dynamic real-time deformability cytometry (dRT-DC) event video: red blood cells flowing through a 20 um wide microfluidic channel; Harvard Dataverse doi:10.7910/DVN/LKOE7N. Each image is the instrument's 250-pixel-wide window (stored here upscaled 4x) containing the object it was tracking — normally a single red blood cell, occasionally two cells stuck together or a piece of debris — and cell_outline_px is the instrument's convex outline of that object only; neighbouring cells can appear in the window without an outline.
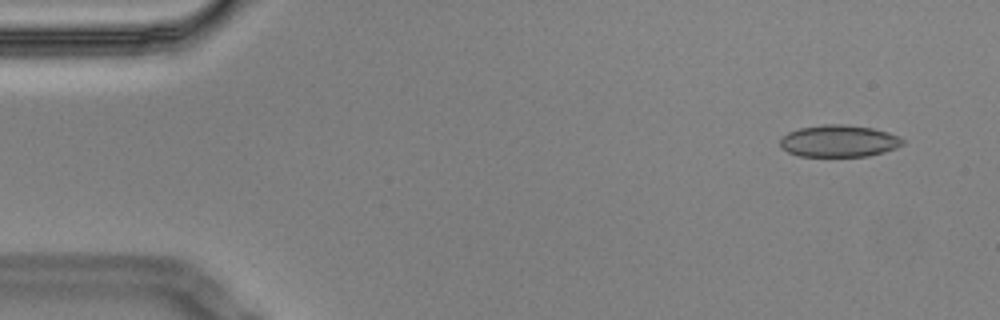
{"species": "Egyptian fruit bat (a non-hibernating species)", "species_latin": "Rousettus aegyptiacus", "temperature_condition": "cold", "stored_images_in_passage": 5, "segment_of_instrument_passage": [1, 2], "camera_frame_rate_fps": 3000, "um_per_image_px": 0.085, "animal": {"sex": "male"}, "frame": {"image": 1, "passage_image": 1, "time_ms": 0.0, "image_size_px": [1000, 320], "cell_outline_px": [[904, 144], [896, 148], [884, 152], [868, 156], [800, 156], [788, 152], [780, 148], [780, 140], [788, 132], [800, 128], [824, 124], [844, 124], [872, 128], [888, 132], [900, 136], [904, 140]], "centroid_in_image_um": [71.33, 11.99], "position_along_channel_um": 13.7, "area_um2": 22.89}}